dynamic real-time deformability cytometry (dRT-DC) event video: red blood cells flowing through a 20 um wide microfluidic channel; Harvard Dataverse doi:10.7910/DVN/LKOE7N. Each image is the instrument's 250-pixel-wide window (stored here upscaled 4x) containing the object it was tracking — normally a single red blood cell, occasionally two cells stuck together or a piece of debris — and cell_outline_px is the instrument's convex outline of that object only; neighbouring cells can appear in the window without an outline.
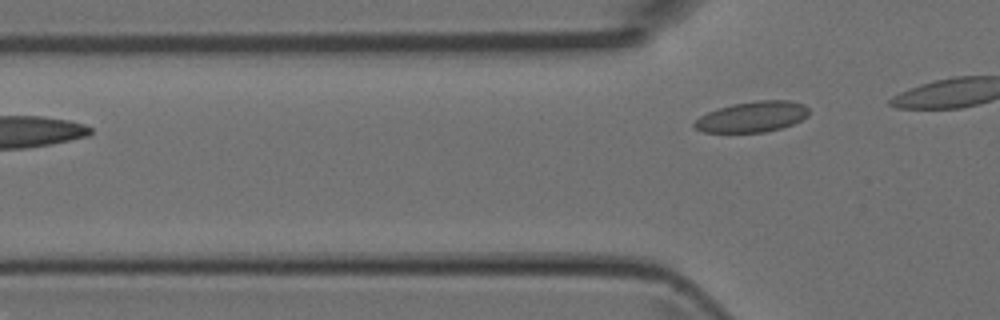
{"species": "Egyptian fruit bat (a non-hibernating species)", "species_latin": "Rousettus aegyptiacus", "temperature_condition": "room temperature", "stored_images_in_passage": 4, "camera_frame_rate_fps": 3000, "um_per_image_px": 0.085, "animal": {"sex": "female"}, "frame": {"image": 1, "passage_image": 4, "time_ms": 1.0, "image_size_px": [1000, 320], "cell_outline_px": [[808, 116], [792, 124], [780, 128], [764, 132], [704, 132], [696, 128], [692, 124], [700, 116], [708, 112], [732, 104], [756, 100], [788, 100], [804, 104], [808, 108]], "centroid_in_image_um": [63.95, 9.92], "position_along_channel_um": 61.9, "area_um2": 20.29}}